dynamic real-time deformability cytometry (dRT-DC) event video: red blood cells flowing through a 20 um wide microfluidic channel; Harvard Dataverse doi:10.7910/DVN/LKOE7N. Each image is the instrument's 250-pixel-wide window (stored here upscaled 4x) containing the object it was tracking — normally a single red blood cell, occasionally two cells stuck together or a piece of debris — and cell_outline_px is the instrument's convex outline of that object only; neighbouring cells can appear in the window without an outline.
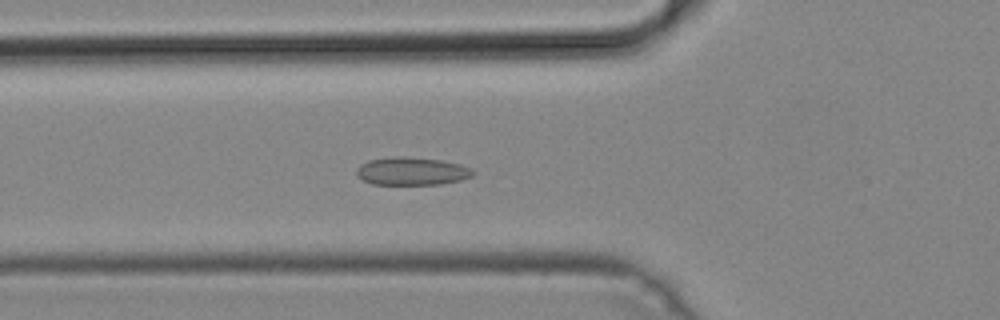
{"species": "common noctule bat (a hibernating species)", "species_latin": "Nyctalus noctula", "temperature_condition": "cold", "stored_images_in_passage": 49, "camera_frame_rate_fps": 3000, "um_per_image_px": 0.085, "animal": {"sex": "male", "body_mass_g": 19.2, "forearm_length_mm": 51.8}, "frame": {"image": 1, "passage_image": 17, "time_ms": 5.333, "image_size_px": [1000, 320], "cell_outline_px": [[476, 172], [472, 176], [460, 180], [440, 184], [372, 184], [356, 176], [356, 168], [360, 164], [368, 160], [392, 156], [404, 156], [440, 160], [460, 164], [472, 168]], "centroid_in_image_um": [34.99, 14.54], "position_along_channel_um": 90.8, "area_um2": 19.07}}
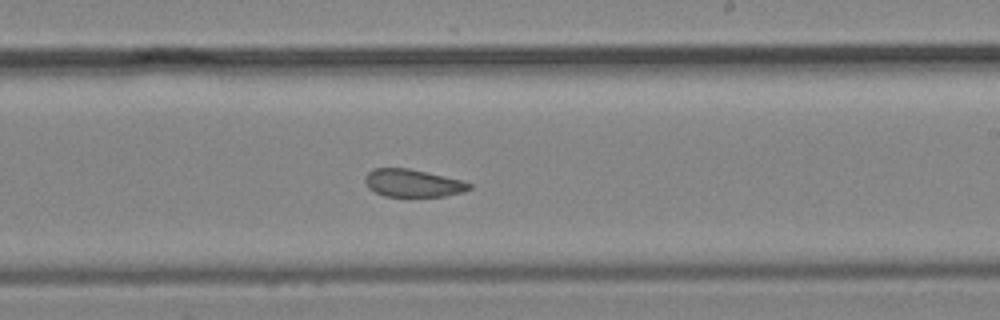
{"frame": {"image": 2, "passage_image": 29, "time_ms": 9.333, "image_size_px": [1000, 320], "cell_outline_px": [[472, 188], [464, 192], [444, 196], [384, 196], [368, 188], [364, 180], [364, 176], [372, 168], [408, 168], [428, 172], [460, 180], [472, 184]], "centroid_in_image_um": [35.07, 15.56], "position_along_channel_um": 253.9, "area_um2": 16.82}}
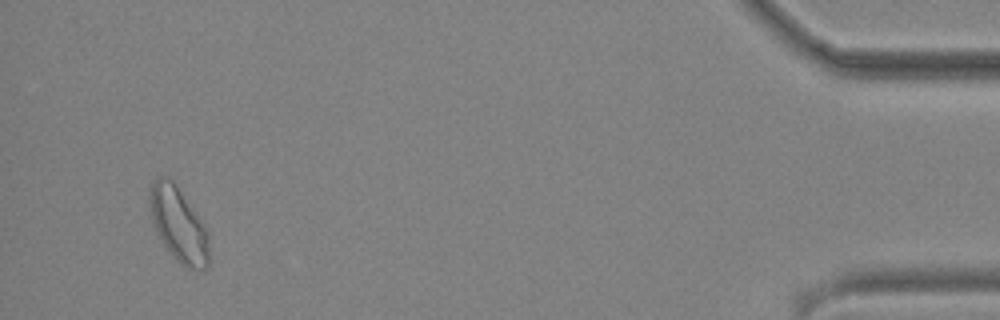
{"frame": {"image": 3, "passage_image": 47, "time_ms": 15.333, "image_size_px": [1000, 320], "cell_outline_px": [[208, 264], [204, 268], [196, 272], [180, 264], [168, 252], [156, 232], [152, 220], [148, 204], [148, 192], [152, 180], [156, 176], [168, 176], [176, 184], [204, 224], [208, 232]], "centroid_in_image_um": [15.13, 19.06], "position_along_channel_um": 420.1, "area_um2": 26.24}}